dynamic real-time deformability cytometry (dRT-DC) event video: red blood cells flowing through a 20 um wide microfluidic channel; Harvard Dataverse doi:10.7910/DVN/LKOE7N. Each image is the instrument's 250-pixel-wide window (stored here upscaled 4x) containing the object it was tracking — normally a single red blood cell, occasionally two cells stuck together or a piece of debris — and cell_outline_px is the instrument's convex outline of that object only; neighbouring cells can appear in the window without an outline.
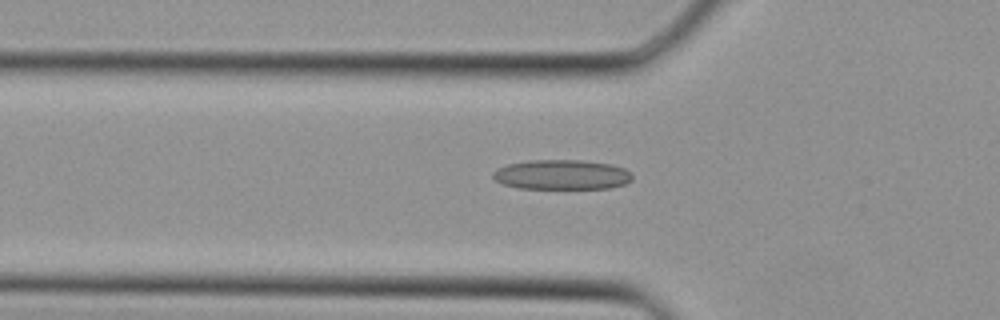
{"species": "Egyptian fruit bat (a non-hibernating species)", "species_latin": "Rousettus aegyptiacus", "temperature_condition": "cold", "stored_images_in_passage": 33, "camera_frame_rate_fps": 3000, "um_per_image_px": 0.085, "animal": {"sex": "female"}, "frame": {"image": 1, "passage_image": 11, "time_ms": 3.333, "image_size_px": [1000, 320], "cell_outline_px": [[632, 180], [624, 184], [608, 188], [520, 188], [504, 184], [496, 180], [492, 176], [492, 172], [496, 168], [508, 164], [528, 160], [580, 160], [612, 164], [624, 168], [632, 172]], "centroid_in_image_um": [47.76, 14.83], "position_along_channel_um": 78.0, "area_um2": 24.22}}
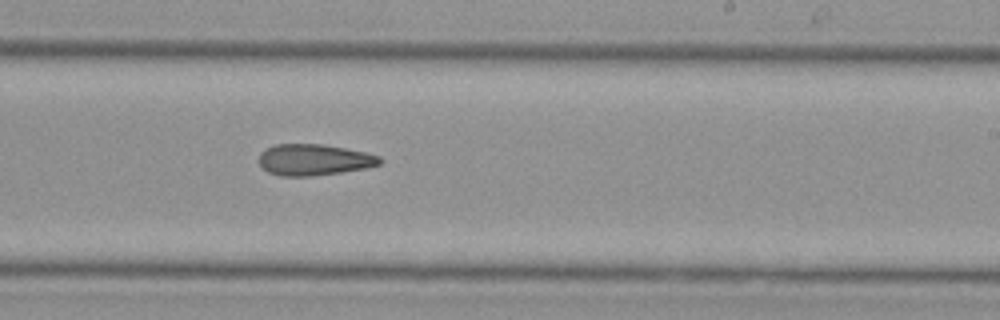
{"frame": {"image": 2, "passage_image": 21, "time_ms": 6.667, "image_size_px": [1000, 320], "cell_outline_px": [[384, 160], [380, 164], [364, 168], [340, 172], [312, 176], [280, 176], [268, 172], [260, 168], [260, 152], [276, 144], [324, 144], [364, 152], [380, 156]], "centroid_in_image_um": [26.68, 13.58], "position_along_channel_um": 262.3, "area_um2": 21.96}}
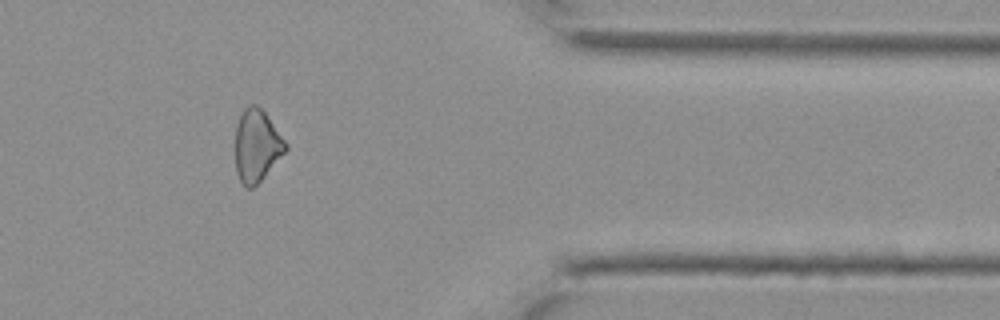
{"frame": {"image": 3, "passage_image": 29, "time_ms": 9.333, "image_size_px": [1000, 320], "cell_outline_px": [[288, 148], [264, 176], [252, 188], [244, 188], [236, 172], [236, 128], [240, 116], [244, 108], [248, 104], [256, 104], [264, 112], [288, 144]], "centroid_in_image_um": [21.81, 12.38], "position_along_channel_um": 389.6, "area_um2": 20.87}}